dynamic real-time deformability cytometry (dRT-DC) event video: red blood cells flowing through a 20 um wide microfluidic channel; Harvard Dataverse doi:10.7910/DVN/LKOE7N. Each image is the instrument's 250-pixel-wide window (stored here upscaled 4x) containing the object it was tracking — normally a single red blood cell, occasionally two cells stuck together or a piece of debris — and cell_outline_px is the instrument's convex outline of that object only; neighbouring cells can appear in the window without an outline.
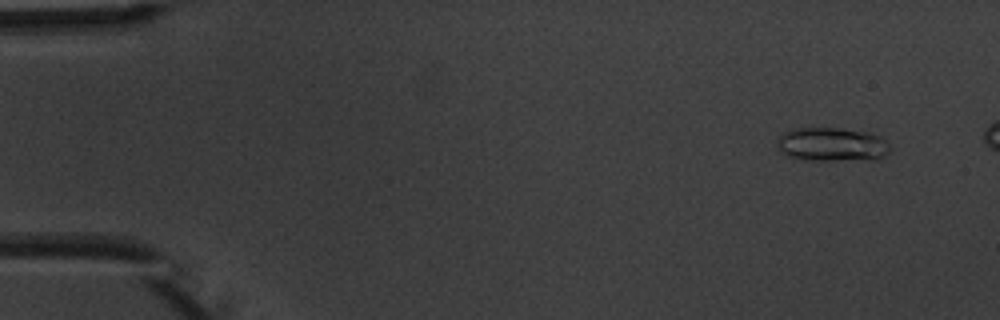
{"species": "common noctule bat (a hibernating species)", "species_latin": "Nyctalus noctula", "temperature_condition": "warm", "stored_images_in_passage": 6, "camera_frame_rate_fps": 3000, "um_per_image_px": 0.085, "animal": {"sex": "male", "body_mass_g": 20.1, "forearm_length_mm": 53.5}, "frame": {"image": 1, "passage_image": 1, "time_ms": 0.0, "image_size_px": [1000, 320], "cell_outline_px": [[892, 148], [884, 156], [876, 160], [804, 160], [788, 156], [780, 152], [776, 144], [780, 136], [784, 132], [792, 128], [840, 128], [868, 132], [880, 136]], "centroid_in_image_um": [70.72, 12.29], "position_along_channel_um": 14.3, "area_um2": 22.54}}